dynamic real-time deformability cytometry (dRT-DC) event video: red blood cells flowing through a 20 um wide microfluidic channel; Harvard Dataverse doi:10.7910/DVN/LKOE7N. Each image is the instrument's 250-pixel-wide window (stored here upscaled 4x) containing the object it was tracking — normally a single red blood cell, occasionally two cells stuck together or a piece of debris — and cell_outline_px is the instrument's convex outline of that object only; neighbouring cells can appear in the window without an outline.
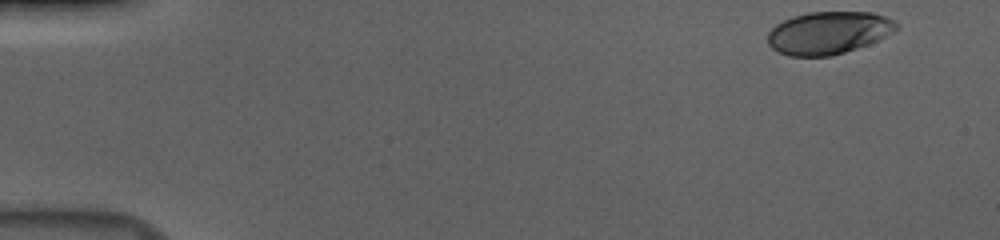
{"species": "human", "species_latin": "Homo sapiens", "temperature_condition": "cold", "stored_images_in_passage": 53, "camera_frame_rate_fps": 3000, "um_per_image_px": 0.085, "donor": {"sex": "male"}, "frame": {"image": 1, "passage_image": 1, "time_ms": 0.0, "image_size_px": [1000, 240], "cell_outline_px": [[900, 28], [868, 44], [844, 52], [828, 56], [788, 56], [776, 52], [768, 44], [768, 32], [776, 24], [792, 16], [808, 12], [872, 12], [884, 16], [900, 24]], "centroid_in_image_um": [70.39, 2.78], "position_along_channel_um": 14.6, "area_um2": 31.91}}
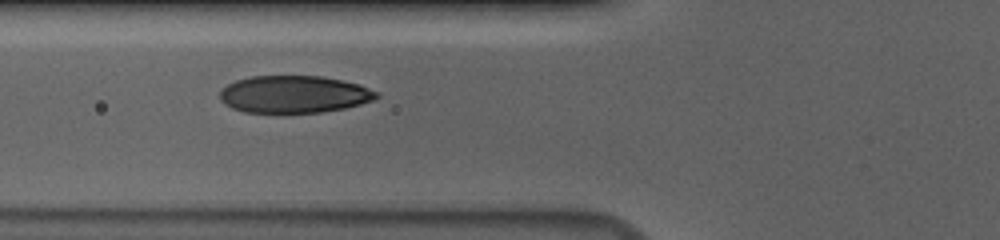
{"frame": {"image": 2, "passage_image": 19, "time_ms": 6.0, "image_size_px": [1000, 240], "cell_outline_px": [[380, 96], [372, 100], [360, 104], [344, 108], [320, 112], [244, 112], [232, 108], [224, 104], [220, 100], [220, 92], [228, 84], [236, 80], [252, 76], [324, 76], [360, 84], [376, 92]], "centroid_in_image_um": [24.98, 8.01], "position_along_channel_um": 100.8, "area_um2": 33.87}}
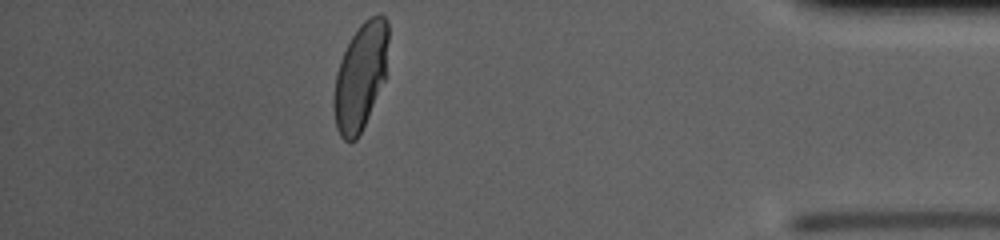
{"frame": {"image": 3, "passage_image": 47, "time_ms": 15.333, "image_size_px": [1000, 240], "cell_outline_px": [[388, 40], [384, 80], [368, 116], [356, 140], [344, 140], [340, 136], [336, 128], [332, 108], [332, 100], [336, 72], [340, 60], [352, 36], [360, 24], [368, 16], [376, 12], [380, 12], [388, 20]], "centroid_in_image_um": [30.62, 6.45], "position_along_channel_um": 404.6, "area_um2": 33.99}, "authors_computed_cell_mechanics": {"area_um2": 34.3332, "velocity_mm_per_s": 3.6852, "shape_relaxation_time_tau1_ms": 3.4365, "shape_relaxation_time_tau2_ms": null, "deformation_change_tau1": 0.1727, "deformation_change_tau2": null}}